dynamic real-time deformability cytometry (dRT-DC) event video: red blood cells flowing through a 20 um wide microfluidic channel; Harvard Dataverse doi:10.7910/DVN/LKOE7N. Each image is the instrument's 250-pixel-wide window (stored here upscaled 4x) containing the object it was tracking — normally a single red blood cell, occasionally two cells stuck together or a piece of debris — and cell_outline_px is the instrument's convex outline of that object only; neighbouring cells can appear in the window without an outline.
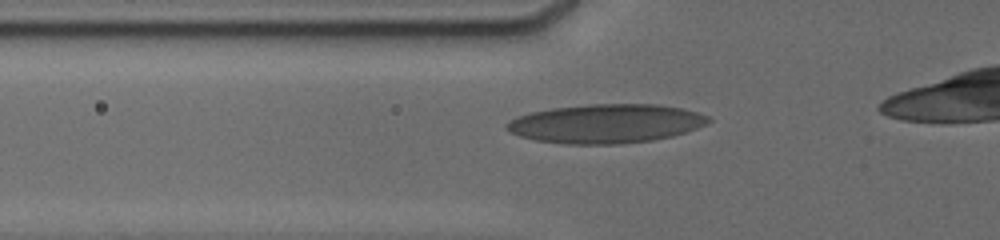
{"species": "human", "species_latin": "Homo sapiens", "temperature_condition": "cold", "stored_images_in_passage": 12, "camera_frame_rate_fps": 3000, "um_per_image_px": 0.085, "donor": {"sex": "male"}, "frame": {"image": 1, "passage_image": 9, "time_ms": 4.0, "image_size_px": [1000, 240], "cell_outline_px": [[712, 120], [708, 124], [672, 136], [652, 140], [616, 144], [568, 144], [536, 140], [520, 136], [508, 132], [504, 128], [504, 124], [508, 120], [516, 116], [532, 112], [552, 108], [588, 104], [656, 104], [680, 108], [696, 112], [708, 116]], "centroid_in_image_um": [51.45, 10.5], "position_along_channel_um": 74.3, "area_um2": 45.84}}
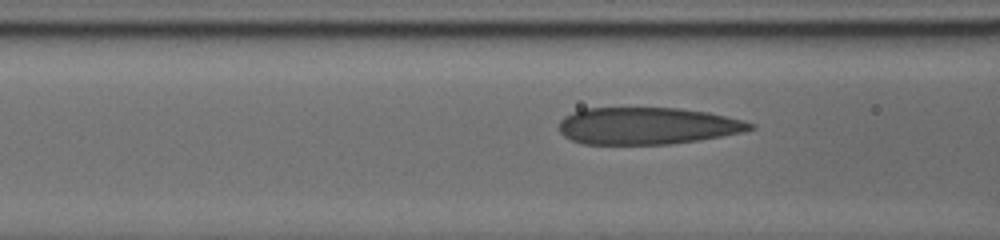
{"frame": {"image": 2, "passage_image": 11, "time_ms": 5.0, "image_size_px": [1000, 240], "cell_outline_px": [[756, 128], [744, 132], [696, 140], [668, 144], [584, 144], [572, 140], [564, 136], [560, 132], [560, 120], [564, 116], [572, 112], [584, 108], [680, 108], [708, 112], [744, 120], [756, 124]], "centroid_in_image_um": [55.03, 10.69], "position_along_channel_um": 111.6, "area_um2": 41.27}}